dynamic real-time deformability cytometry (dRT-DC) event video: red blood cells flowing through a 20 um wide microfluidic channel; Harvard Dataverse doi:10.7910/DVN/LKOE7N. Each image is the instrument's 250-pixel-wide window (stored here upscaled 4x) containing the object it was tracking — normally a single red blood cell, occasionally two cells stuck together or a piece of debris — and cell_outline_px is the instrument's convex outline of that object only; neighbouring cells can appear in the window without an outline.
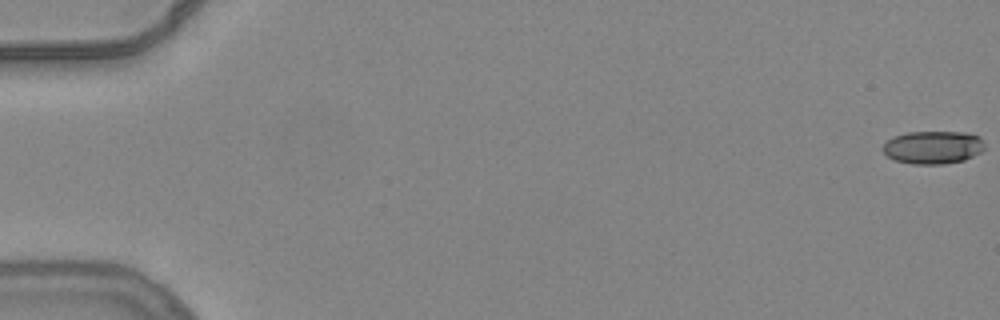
{"species": "common noctule bat (a hibernating species)", "species_latin": "Nyctalus noctula", "temperature_condition": "warm", "stored_images_in_passage": 55, "camera_frame_rate_fps": 3000, "um_per_image_px": 0.085, "animal": {"sex": "female", "body_mass_g": 24.6, "forearm_length_mm": 56.2}, "frame": {"image": 1, "passage_image": 1, "time_ms": 0.0, "image_size_px": [1000, 320], "cell_outline_px": [[984, 148], [980, 152], [964, 160], [944, 164], [912, 164], [892, 160], [884, 152], [884, 144], [888, 140], [896, 136], [908, 132], [964, 132], [980, 136], [984, 144]], "centroid_in_image_um": [79.32, 12.53], "position_along_channel_um": 5.7, "area_um2": 19.48}}
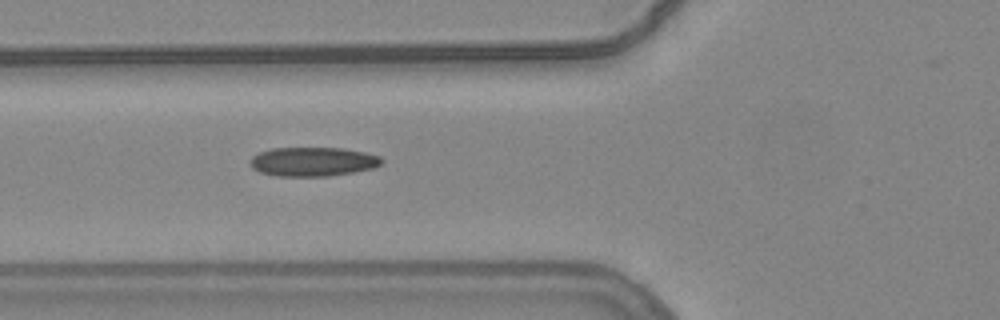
{"frame": {"image": 2, "passage_image": 22, "time_ms": 7.0, "image_size_px": [1000, 320], "cell_outline_px": [[384, 160], [380, 164], [372, 168], [352, 172], [328, 176], [276, 176], [260, 172], [252, 168], [248, 160], [252, 156], [260, 152], [272, 148], [344, 148], [364, 152], [380, 156]], "centroid_in_image_um": [26.56, 13.74], "position_along_channel_um": 99.2, "area_um2": 22.31}}
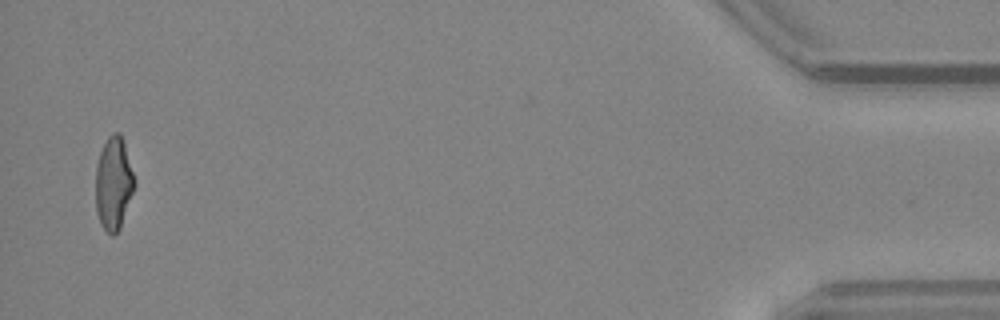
{"frame": {"image": 3, "passage_image": 54, "time_ms": 17.667, "image_size_px": [1000, 320], "cell_outline_px": [[136, 184], [120, 228], [112, 236], [100, 224], [96, 212], [96, 164], [100, 152], [108, 136], [112, 132], [120, 132], [136, 180]], "centroid_in_image_um": [9.66, 15.58], "position_along_channel_um": 425.5, "area_um2": 21.04}, "authors_computed_cell_mechanics": {"area_um2": 21.386, "velocity_mm_per_s": 3.8587, "shape_relaxation_time_tau1_ms": 9.9704, "shape_relaxation_time_tau2_ms": 1.8024, "deformation_change_tau1": 0.2472, "deformation_change_tau2": 0.0831}}